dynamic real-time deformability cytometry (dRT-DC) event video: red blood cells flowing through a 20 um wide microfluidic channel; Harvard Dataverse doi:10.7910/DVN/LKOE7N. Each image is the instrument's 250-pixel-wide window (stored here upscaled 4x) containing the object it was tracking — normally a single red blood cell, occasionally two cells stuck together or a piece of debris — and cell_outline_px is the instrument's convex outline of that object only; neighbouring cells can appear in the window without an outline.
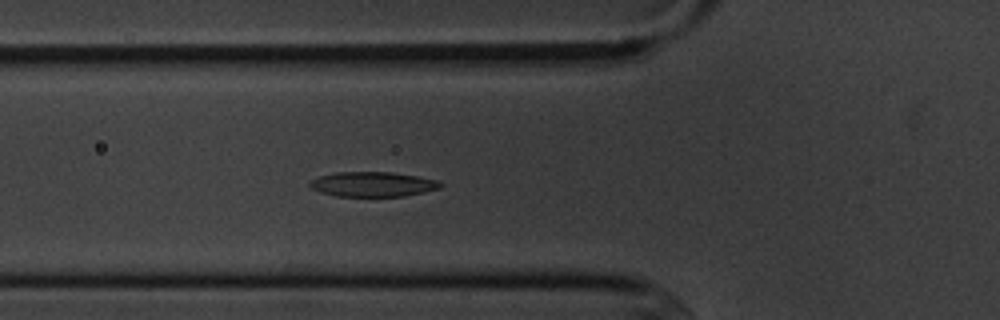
{"species": "common noctule bat (a hibernating species)", "species_latin": "Nyctalus noctula", "temperature_condition": "cold", "stored_images_in_passage": 5, "camera_frame_rate_fps": 3000, "um_per_image_px": 0.085, "animal": {"sex": "male", "body_mass_g": 20.1, "forearm_length_mm": 53.5}, "frame": {"image": 1, "passage_image": 5, "time_ms": 4.667, "image_size_px": [1000, 320], "cell_outline_px": [[444, 184], [440, 188], [424, 192], [404, 196], [336, 196], [320, 192], [312, 188], [308, 184], [308, 180], [320, 176], [336, 172], [392, 172], [416, 176], [436, 180]], "centroid_in_image_um": [31.66, 15.66], "position_along_channel_um": 94.1, "area_um2": 18.9}}